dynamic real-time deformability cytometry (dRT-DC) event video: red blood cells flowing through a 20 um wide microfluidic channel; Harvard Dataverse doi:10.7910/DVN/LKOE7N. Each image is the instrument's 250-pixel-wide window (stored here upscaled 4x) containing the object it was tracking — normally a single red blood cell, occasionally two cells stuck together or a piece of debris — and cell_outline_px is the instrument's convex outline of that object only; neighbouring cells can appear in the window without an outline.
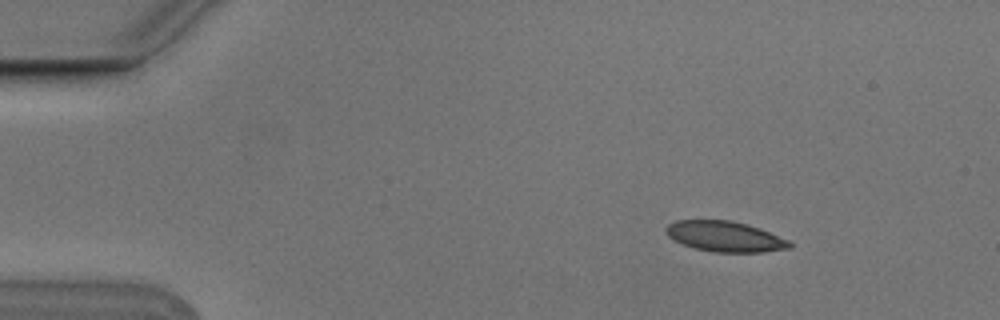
{"species": "Egyptian fruit bat (a non-hibernating species)", "species_latin": "Rousettus aegyptiacus", "temperature_condition": "cold", "stored_images_in_passage": 5, "camera_frame_rate_fps": 3000, "um_per_image_px": 0.085, "animal": {"sex": "male"}, "frame": {"image": 1, "passage_image": 1, "time_ms": 0.0, "image_size_px": [1000, 320], "cell_outline_px": [[792, 248], [764, 252], [712, 252], [696, 248], [684, 244], [668, 236], [664, 228], [668, 224], [676, 220], [732, 220], [748, 224], [760, 228], [788, 240], [792, 244]], "centroid_in_image_um": [61.64, 20.09], "position_along_channel_um": 23.4, "area_um2": 21.96}}
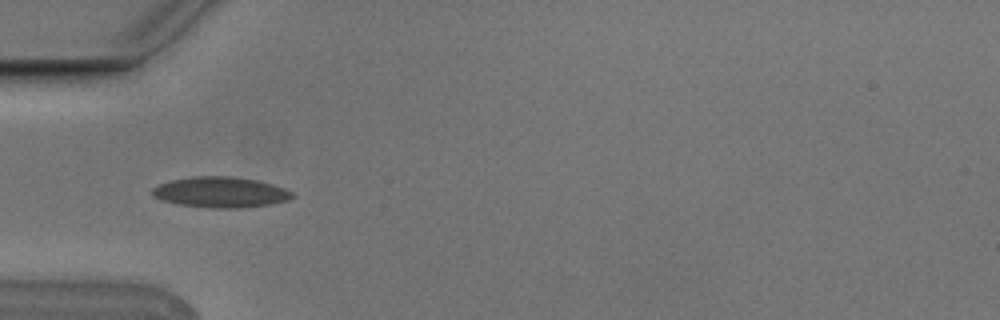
{"frame": {"image": 2, "passage_image": 4, "time_ms": 1.0, "image_size_px": [1000, 320], "cell_outline_px": [[296, 196], [288, 200], [272, 204], [240, 208], [212, 208], [176, 204], [160, 200], [152, 196], [152, 188], [160, 184], [172, 180], [192, 176], [232, 176], [260, 180], [284, 188], [292, 192]], "centroid_in_image_um": [18.76, 16.34], "position_along_channel_um": 66.2, "area_um2": 25.26}}